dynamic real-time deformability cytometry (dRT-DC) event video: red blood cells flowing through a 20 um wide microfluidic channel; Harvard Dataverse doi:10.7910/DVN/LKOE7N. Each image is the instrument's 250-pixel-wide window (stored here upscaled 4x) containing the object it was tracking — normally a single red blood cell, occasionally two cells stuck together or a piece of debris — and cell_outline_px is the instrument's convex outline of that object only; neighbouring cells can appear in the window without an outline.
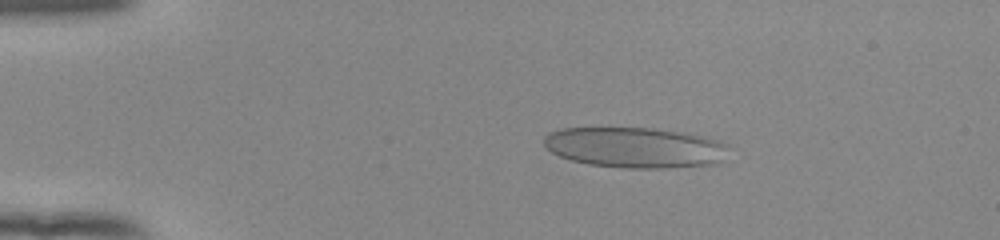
{"species": "human", "species_latin": "Homo sapiens", "temperature_condition": "room temperature", "stored_images_in_passage": 52, "camera_frame_rate_fps": 3000, "um_per_image_px": 0.085, "donor": {"sex": "female"}, "frame": {"image": 1, "passage_image": 10, "time_ms": 3.0, "image_size_px": [1000, 240], "cell_outline_px": [[728, 144], [720, 160], [712, 164], [668, 168], [620, 168], [588, 164], [572, 160], [560, 156], [552, 152], [544, 144], [544, 136], [548, 132], [560, 128], [656, 128], [688, 132], [720, 140]], "centroid_in_image_um": [53.95, 12.52], "position_along_channel_um": 31.0, "area_um2": 43.81}}
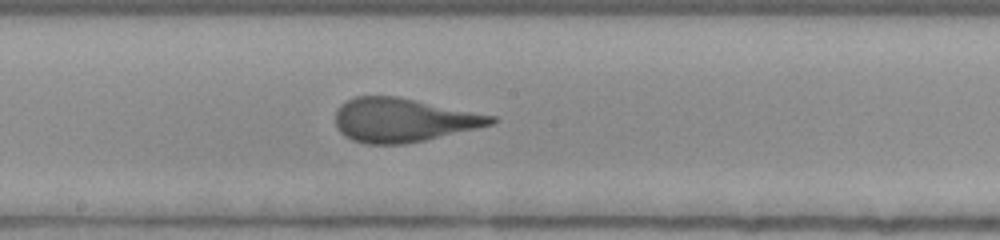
{"frame": {"image": 2, "passage_image": 29, "time_ms": 9.333, "image_size_px": [1000, 240], "cell_outline_px": [[496, 120], [492, 124], [424, 140], [404, 144], [368, 144], [352, 140], [344, 136], [336, 128], [336, 108], [340, 104], [356, 96], [396, 96], [496, 116]], "centroid_in_image_um": [34.21, 10.2], "position_along_channel_um": 214.0, "area_um2": 39.42}}
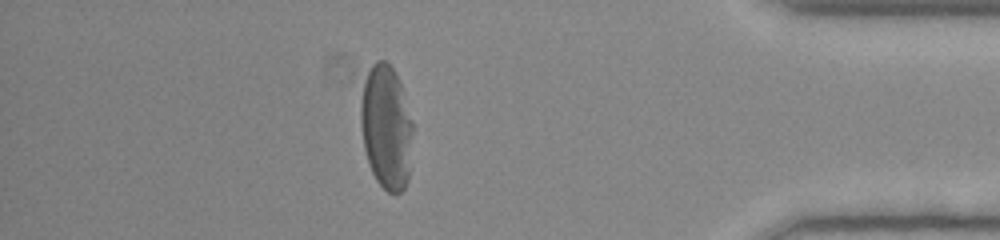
{"frame": {"image": 3, "passage_image": 46, "time_ms": 15.0, "image_size_px": [1000, 240], "cell_outline_px": [[412, 132], [408, 180], [404, 188], [400, 192], [388, 192], [376, 180], [368, 164], [364, 148], [360, 124], [360, 100], [364, 80], [372, 64], [376, 60], [384, 60], [392, 68], [400, 84], [412, 120]], "centroid_in_image_um": [32.8, 10.81], "position_along_channel_um": 402.4, "area_um2": 37.51}, "authors_computed_cell_mechanics": {"area_um2": 40.171, "velocity_mm_per_s": 3.9191, "shape_relaxation_time_tau1_ms": 5.3025, "shape_relaxation_time_tau2_ms": null, "deformation_change_tau1": 0.1854, "deformation_change_tau2": null}}